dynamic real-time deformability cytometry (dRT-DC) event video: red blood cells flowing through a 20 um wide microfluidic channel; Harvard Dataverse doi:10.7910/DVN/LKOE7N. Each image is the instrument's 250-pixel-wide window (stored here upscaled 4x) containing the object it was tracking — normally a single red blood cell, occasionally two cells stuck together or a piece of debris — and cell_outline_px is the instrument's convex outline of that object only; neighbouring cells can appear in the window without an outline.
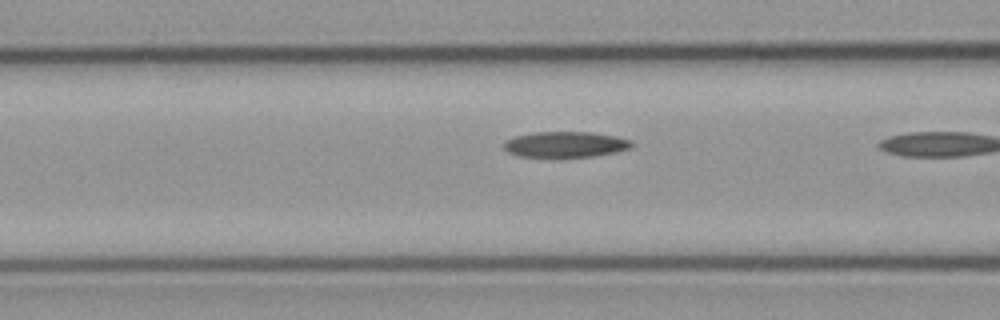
{"species": "common noctule bat (a hibernating species)", "species_latin": "Nyctalus noctula", "temperature_condition": "cold", "stored_images_in_passage": 8, "camera_frame_rate_fps": 3000, "um_per_image_px": 0.085, "animal": {"sex": "male", "body_mass_g": 23.1, "forearm_length_mm": 52.7}, "frame": {"image": 1, "passage_image": 7, "time_ms": 2.0, "image_size_px": [1000, 320], "cell_outline_px": [[632, 144], [628, 148], [616, 152], [592, 156], [520, 156], [508, 152], [504, 148], [504, 140], [516, 136], [536, 132], [592, 132], [616, 136], [628, 140]], "centroid_in_image_um": [48.02, 12.26], "position_along_channel_um": 118.6, "area_um2": 18.73}}